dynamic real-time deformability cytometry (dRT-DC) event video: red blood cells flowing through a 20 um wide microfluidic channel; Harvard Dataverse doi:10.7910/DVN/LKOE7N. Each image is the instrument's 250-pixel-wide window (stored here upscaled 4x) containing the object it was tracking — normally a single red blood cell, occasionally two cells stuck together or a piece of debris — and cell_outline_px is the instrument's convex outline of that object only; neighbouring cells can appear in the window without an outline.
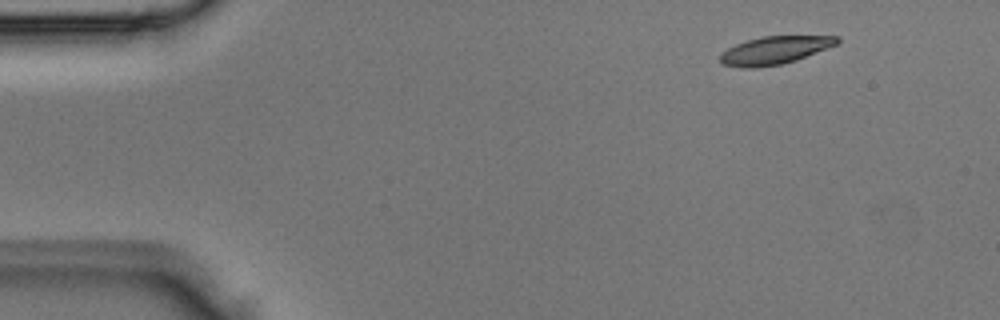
{"species": "Egyptian fruit bat (a non-hibernating species)", "species_latin": "Rousettus aegyptiacus", "temperature_condition": "room temperature", "stored_images_in_passage": 3, "camera_frame_rate_fps": 3000, "um_per_image_px": 0.085, "animal": {"sex": "male"}, "frame": {"image": 1, "passage_image": 1, "time_ms": 0.0, "image_size_px": [1000, 320], "cell_outline_px": [[840, 40], [836, 44], [796, 60], [780, 64], [752, 68], [744, 68], [724, 64], [720, 60], [720, 56], [728, 48], [736, 44], [760, 36], [840, 36]], "centroid_in_image_um": [65.85, 4.26], "position_along_channel_um": 19.2, "area_um2": 18.61}}